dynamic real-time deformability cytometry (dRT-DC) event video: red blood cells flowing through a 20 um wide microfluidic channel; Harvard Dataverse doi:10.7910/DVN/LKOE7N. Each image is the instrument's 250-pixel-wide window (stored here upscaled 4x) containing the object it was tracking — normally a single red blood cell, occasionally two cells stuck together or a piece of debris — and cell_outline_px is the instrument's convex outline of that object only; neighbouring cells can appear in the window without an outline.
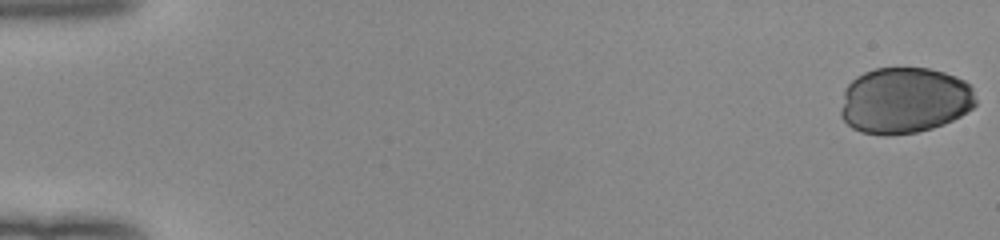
{"species": "human", "species_latin": "Homo sapiens", "temperature_condition": "room temperature", "stored_images_in_passage": 47, "camera_frame_rate_fps": 3000, "um_per_image_px": 0.085, "donor": {"sex": "female"}, "frame": {"image": 1, "passage_image": 1, "time_ms": 0.0, "image_size_px": [1000, 240], "cell_outline_px": [[976, 104], [972, 108], [960, 116], [944, 124], [932, 128], [916, 132], [888, 136], [884, 136], [860, 132], [852, 128], [840, 116], [840, 108], [844, 92], [848, 84], [856, 76], [864, 72], [876, 68], [928, 68], [944, 72], [956, 76], [964, 80], [972, 88], [976, 100]], "centroid_in_image_um": [76.86, 8.54], "position_along_channel_um": 8.1, "area_um2": 52.42}}